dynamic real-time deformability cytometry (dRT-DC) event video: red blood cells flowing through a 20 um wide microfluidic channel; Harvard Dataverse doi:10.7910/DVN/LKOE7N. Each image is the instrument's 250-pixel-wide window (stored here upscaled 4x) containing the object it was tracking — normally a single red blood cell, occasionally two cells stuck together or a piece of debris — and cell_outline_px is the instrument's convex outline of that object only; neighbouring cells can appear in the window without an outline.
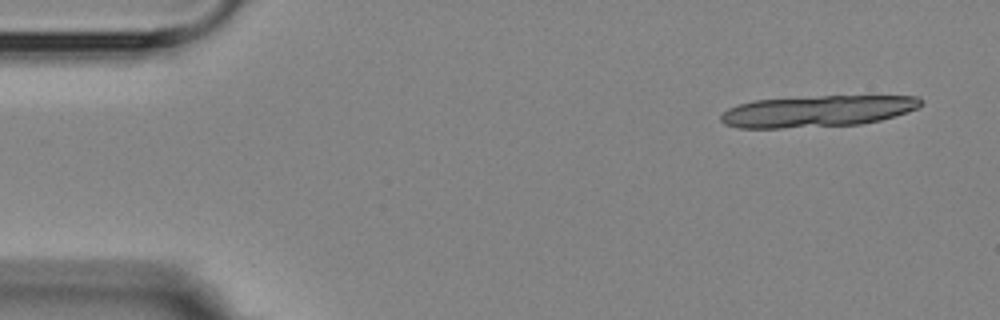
{"species": "Egyptian fruit bat (a non-hibernating species)", "species_latin": "Rousettus aegyptiacus", "temperature_condition": "room temperature", "stored_images_in_passage": 6, "camera_frame_rate_fps": 3000, "um_per_image_px": 0.085, "animal": {"sex": "female"}, "frame": {"image": 1, "passage_image": 1, "time_ms": 0.0, "image_size_px": [1000, 320], "cell_outline_px": [[924, 104], [916, 108], [880, 120], [860, 124], [780, 128], [740, 128], [724, 124], [720, 120], [720, 116], [728, 108], [740, 104], [756, 100], [820, 96], [920, 96], [924, 100]], "centroid_in_image_um": [69.47, 9.45], "position_along_channel_um": 15.5, "area_um2": 36.36}}
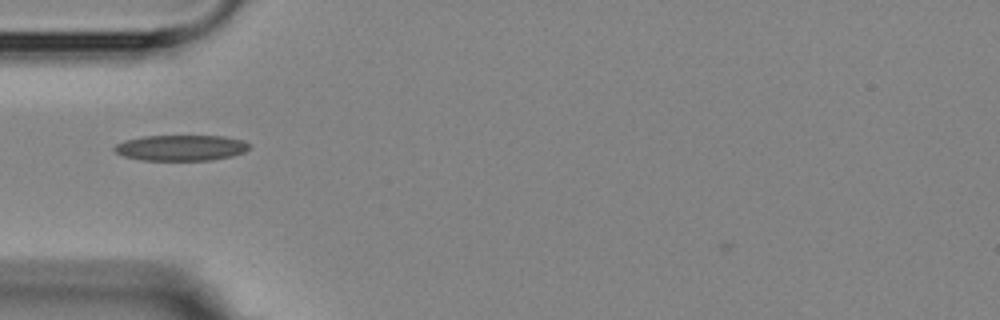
{"frame": {"image": 2, "passage_image": 5, "time_ms": 4.667, "image_size_px": [1000, 320], "cell_outline_px": [[252, 144], [244, 152], [232, 156], [212, 160], [140, 160], [124, 156], [116, 152], [112, 148], [116, 144], [124, 140], [144, 136], [224, 136], [244, 140]], "centroid_in_image_um": [15.4, 12.56], "position_along_channel_um": 69.6, "area_um2": 20.35}}
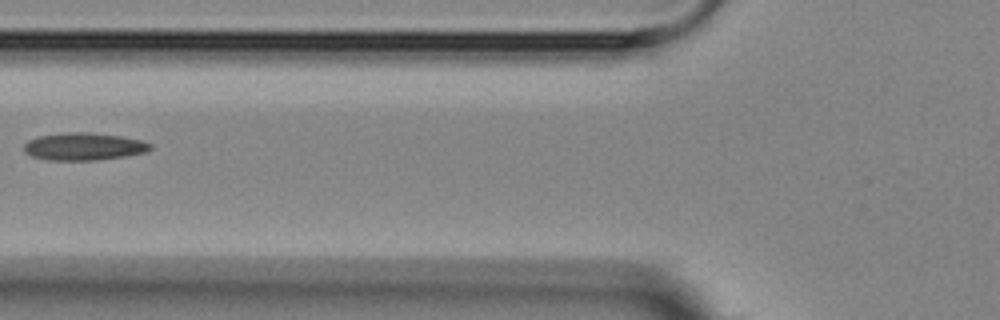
{"frame": {"image": 3, "passage_image": 6, "time_ms": 6.0, "image_size_px": [1000, 320], "cell_outline_px": [[152, 148], [148, 152], [124, 156], [96, 160], [48, 160], [32, 156], [24, 152], [24, 144], [28, 140], [40, 136], [64, 132], [88, 132], [120, 136], [140, 140], [152, 144]], "centroid_in_image_um": [7.12, 12.45], "position_along_channel_um": 118.7, "area_um2": 20.23}}